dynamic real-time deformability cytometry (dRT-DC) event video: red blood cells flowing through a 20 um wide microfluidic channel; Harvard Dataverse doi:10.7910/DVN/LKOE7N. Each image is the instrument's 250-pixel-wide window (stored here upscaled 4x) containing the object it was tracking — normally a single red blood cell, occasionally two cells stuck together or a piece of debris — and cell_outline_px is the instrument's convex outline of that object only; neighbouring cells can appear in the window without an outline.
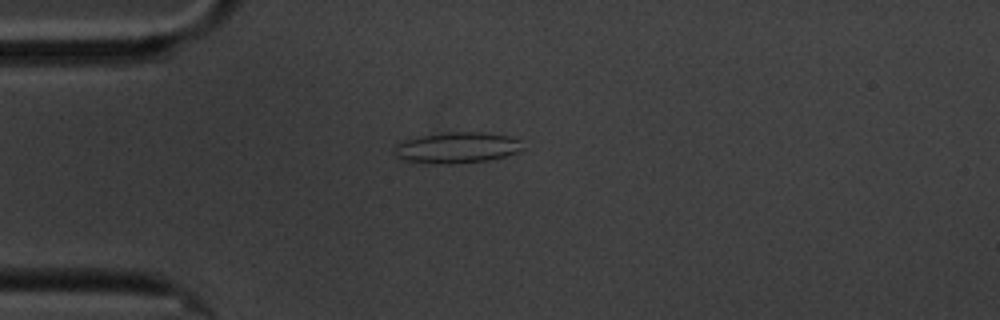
{"species": "common noctule bat (a hibernating species)", "species_latin": "Nyctalus noctula", "temperature_condition": "cold", "stored_images_in_passage": 5, "camera_frame_rate_fps": 3000, "um_per_image_px": 0.085, "animal": {"sex": "male", "body_mass_g": 20.1, "forearm_length_mm": 53.5}, "frame": {"image": 1, "passage_image": 5, "time_ms": 4.667, "image_size_px": [1000, 320], "cell_outline_px": [[524, 148], [516, 152], [504, 156], [488, 160], [448, 164], [408, 160], [396, 156], [392, 148], [396, 144], [404, 140], [416, 136], [448, 132], [480, 132], [508, 136], [520, 140]], "centroid_in_image_um": [38.83, 12.53], "position_along_channel_um": 46.2, "area_um2": 22.89}}